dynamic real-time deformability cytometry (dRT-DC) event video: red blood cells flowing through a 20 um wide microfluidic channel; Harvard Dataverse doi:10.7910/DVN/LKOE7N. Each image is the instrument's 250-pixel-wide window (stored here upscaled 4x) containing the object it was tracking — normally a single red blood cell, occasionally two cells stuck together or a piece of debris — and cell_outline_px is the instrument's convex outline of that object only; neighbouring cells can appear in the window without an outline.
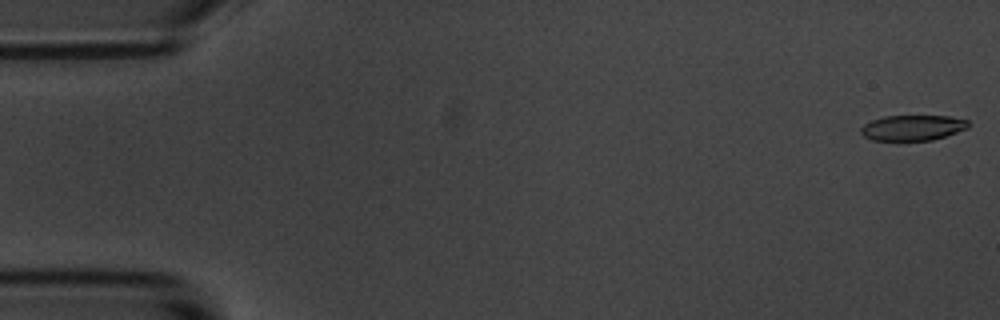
{"species": "common noctule bat (a hibernating species)", "species_latin": "Nyctalus noctula", "temperature_condition": "room temperature", "stored_images_in_passage": 5, "camera_frame_rate_fps": 3000, "um_per_image_px": 0.085, "animal": {"sex": "male", "body_mass_g": 20.1, "forearm_length_mm": 53.5}, "frame": {"image": 1, "passage_image": 1, "time_ms": 0.0, "image_size_px": [1000, 320], "cell_outline_px": [[972, 124], [968, 128], [932, 140], [872, 140], [864, 136], [860, 132], [860, 128], [864, 124], [872, 120], [884, 116], [948, 116], [968, 120]], "centroid_in_image_um": [77.58, 10.85], "position_along_channel_um": 7.4, "area_um2": 15.9}}